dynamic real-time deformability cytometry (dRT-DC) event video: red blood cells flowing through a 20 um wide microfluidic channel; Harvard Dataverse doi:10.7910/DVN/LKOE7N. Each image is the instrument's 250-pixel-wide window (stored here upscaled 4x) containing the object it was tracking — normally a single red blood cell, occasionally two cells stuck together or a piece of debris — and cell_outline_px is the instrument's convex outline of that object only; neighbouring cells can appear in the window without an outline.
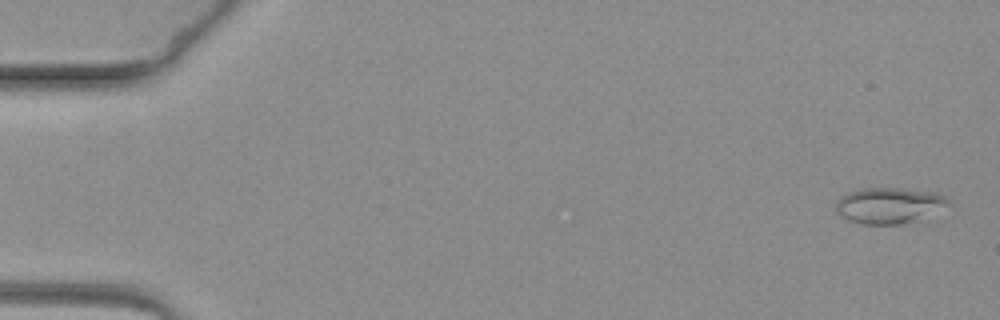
{"species": "common noctule bat (a hibernating species)", "species_latin": "Nyctalus noctula", "temperature_condition": "warm", "stored_images_in_passage": 60, "camera_frame_rate_fps": 3000, "um_per_image_px": 0.085, "animal": {"sex": "female", "body_mass_g": 19.3, "forearm_length_mm": 54.1}, "frame": {"image": 1, "passage_image": 2, "time_ms": 0.333, "image_size_px": [1000, 320], "cell_outline_px": [[952, 204], [924, 220], [904, 224], [864, 224], [848, 220], [836, 212], [836, 200], [840, 196], [848, 192], [860, 188], [896, 188], [932, 192], [944, 196]], "centroid_in_image_um": [75.61, 17.48], "position_along_channel_um": 9.4, "area_um2": 23.99}}
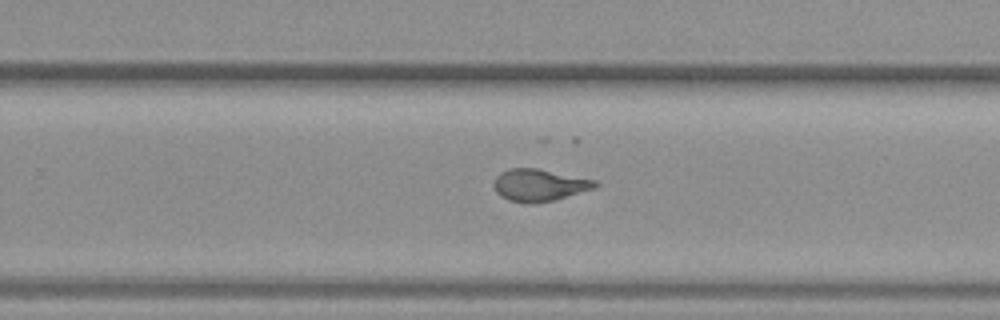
{"frame": {"image": 2, "passage_image": 40, "time_ms": 13.0, "image_size_px": [1000, 320], "cell_outline_px": [[600, 184], [596, 188], [556, 200], [528, 204], [508, 200], [500, 196], [496, 192], [492, 184], [496, 176], [500, 172], [508, 168], [536, 168], [596, 180]], "centroid_in_image_um": [45.83, 15.74], "position_along_channel_um": 284.0, "area_um2": 19.25}}
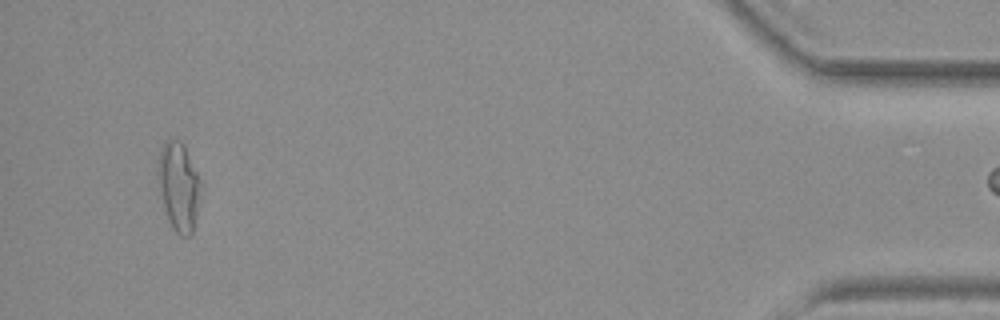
{"frame": {"image": 3, "passage_image": 59, "time_ms": 19.333, "image_size_px": [1000, 320], "cell_outline_px": [[204, 184], [200, 204], [192, 232], [188, 236], [180, 236], [172, 228], [168, 220], [164, 208], [160, 192], [156, 172], [156, 168], [160, 152], [164, 144], [168, 140], [180, 140], [184, 144]], "centroid_in_image_um": [15.23, 15.86], "position_along_channel_um": 420.0, "area_um2": 22.77}}